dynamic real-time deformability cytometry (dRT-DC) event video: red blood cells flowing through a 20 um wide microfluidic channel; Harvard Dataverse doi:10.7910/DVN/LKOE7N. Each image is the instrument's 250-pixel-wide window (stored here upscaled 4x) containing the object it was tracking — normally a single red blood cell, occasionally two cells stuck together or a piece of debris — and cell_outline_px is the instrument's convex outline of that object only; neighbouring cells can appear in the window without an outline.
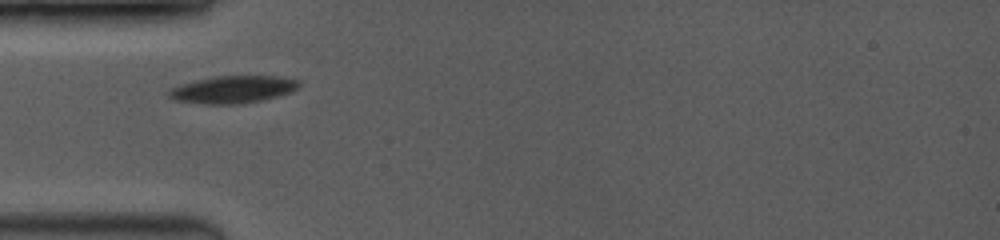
{"species": "common noctule bat (a hibernating species)", "species_latin": "Nyctalus noctula", "temperature_condition": "room temperature", "stored_images_in_passage": 35, "camera_frame_rate_fps": 3500, "um_per_image_px": 0.085, "animal": {"sex": "female", "body_mass_g": 19.0, "forearm_length_mm": 53.3}, "frame": {"image": 1, "passage_image": 1, "time_ms": 0.0, "image_size_px": [1000, 240], "cell_outline_px": [[300, 84], [296, 88], [288, 92], [264, 100], [240, 104], [208, 104], [176, 100], [168, 96], [168, 92], [172, 88], [180, 84], [212, 76], [276, 76], [296, 80]], "centroid_in_image_um": [19.75, 7.6], "position_along_channel_um": 65.2, "area_um2": 20.46}}
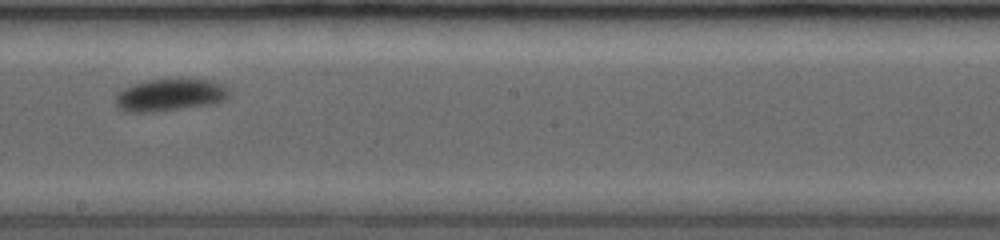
{"frame": {"image": 2, "passage_image": 16, "time_ms": 4.286, "image_size_px": [1000, 240], "cell_outline_px": [[232, 92], [224, 100], [212, 104], [152, 112], [128, 112], [116, 108], [116, 96], [124, 88], [148, 80], [212, 80], [224, 84]], "centroid_in_image_um": [14.48, 8.09], "position_along_channel_um": 233.7, "area_um2": 21.1}}
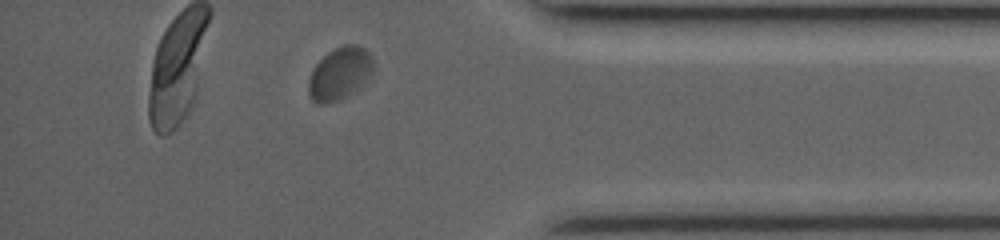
{"frame": {"image": 3, "passage_image": 32, "time_ms": 8.857, "image_size_px": [1000, 240], "cell_outline_px": [[376, 68], [372, 76], [364, 88], [340, 100], [324, 104], [320, 104], [312, 100], [308, 92], [308, 80], [312, 68], [332, 48], [344, 44], [356, 44], [364, 48], [372, 56]], "centroid_in_image_um": [28.95, 6.26], "position_along_channel_um": 406.3, "area_um2": 20.81}, "authors_computed_cell_mechanics": {"area_um2": 20.808, "velocity_mm_per_s": 3.9597, "shape_relaxation_time_tau1_ms": 2.6664, "shape_relaxation_time_tau2_ms": null, "deformation_change_tau1": 0.0729, "deformation_change_tau2": null}}